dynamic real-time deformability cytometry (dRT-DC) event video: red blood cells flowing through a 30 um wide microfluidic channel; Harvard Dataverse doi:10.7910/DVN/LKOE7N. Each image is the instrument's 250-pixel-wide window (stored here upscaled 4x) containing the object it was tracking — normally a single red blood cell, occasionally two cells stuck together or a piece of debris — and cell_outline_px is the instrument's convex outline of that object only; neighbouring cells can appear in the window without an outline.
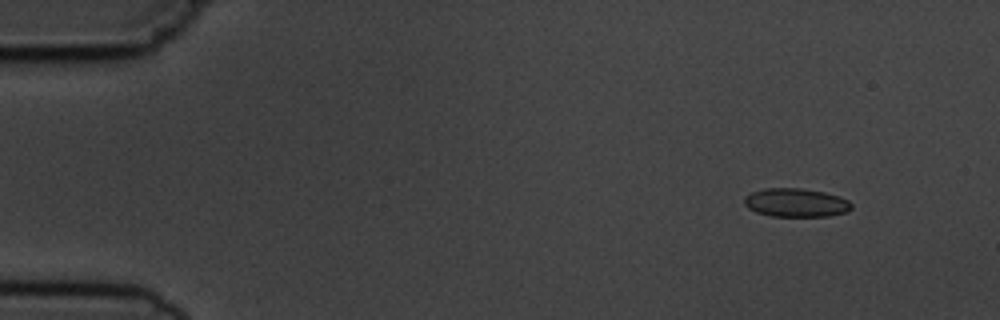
{"species": "common noctule bat (a hibernating species)", "species_latin": "Nyctalus noctula", "temperature_condition": "cold", "stored_images_in_passage": 5, "camera_frame_rate_fps": 3000, "um_per_image_px": 0.085, "animal": {"sex": "male", "body_mass_g": 19.5, "forearm_length_mm": 54.6}, "frame": {"image": 1, "passage_image": 2, "time_ms": 1.0, "image_size_px": [1000, 320], "cell_outline_px": [[852, 208], [848, 212], [828, 216], [772, 216], [756, 212], [748, 208], [744, 204], [744, 196], [752, 192], [764, 188], [800, 188], [824, 192], [840, 196], [848, 200], [852, 204]], "centroid_in_image_um": [67.66, 17.22], "position_along_channel_um": 17.3, "area_um2": 17.98}}
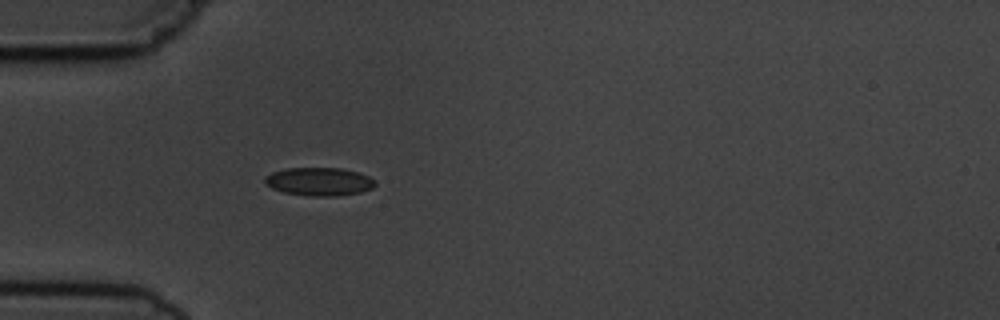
{"frame": {"image": 2, "passage_image": 5, "time_ms": 4.667, "image_size_px": [1000, 320], "cell_outline_px": [[376, 184], [372, 188], [360, 192], [336, 196], [308, 196], [284, 192], [272, 188], [264, 184], [264, 176], [272, 172], [284, 168], [340, 168], [356, 172], [368, 176], [376, 180]], "centroid_in_image_um": [27.09, 15.43], "position_along_channel_um": 57.9, "area_um2": 18.21}}